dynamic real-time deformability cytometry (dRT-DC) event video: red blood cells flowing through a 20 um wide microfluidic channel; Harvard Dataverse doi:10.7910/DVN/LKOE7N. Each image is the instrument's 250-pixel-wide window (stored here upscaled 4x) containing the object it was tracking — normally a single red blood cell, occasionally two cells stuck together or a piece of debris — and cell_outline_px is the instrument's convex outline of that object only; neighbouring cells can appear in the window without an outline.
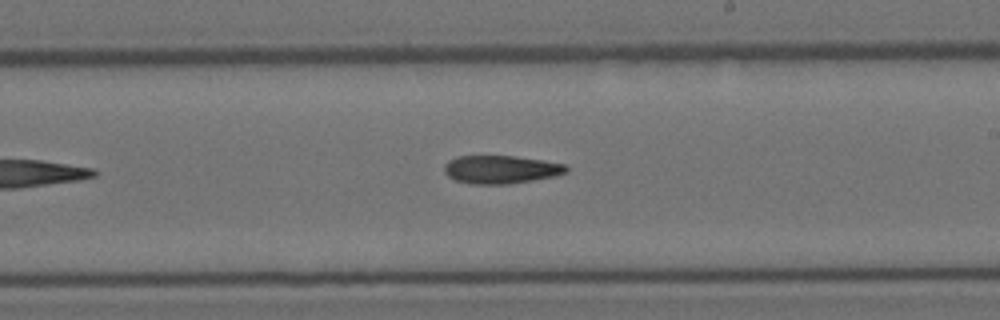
{"species": "Egyptian fruit bat (a non-hibernating species)", "species_latin": "Rousettus aegyptiacus", "temperature_condition": "room temperature", "stored_images_in_passage": 13, "camera_frame_rate_fps": 3000, "um_per_image_px": 0.085, "animal": {"sex": "female"}, "frame": {"image": 1, "passage_image": 13, "time_ms": 4.0, "image_size_px": [1000, 320], "cell_outline_px": [[568, 172], [556, 176], [508, 184], [472, 184], [456, 180], [448, 176], [444, 172], [444, 164], [448, 160], [456, 156], [512, 156], [544, 160], [564, 164], [568, 168]], "centroid_in_image_um": [42.56, 14.4], "position_along_channel_um": 246.4, "area_um2": 20.06}}